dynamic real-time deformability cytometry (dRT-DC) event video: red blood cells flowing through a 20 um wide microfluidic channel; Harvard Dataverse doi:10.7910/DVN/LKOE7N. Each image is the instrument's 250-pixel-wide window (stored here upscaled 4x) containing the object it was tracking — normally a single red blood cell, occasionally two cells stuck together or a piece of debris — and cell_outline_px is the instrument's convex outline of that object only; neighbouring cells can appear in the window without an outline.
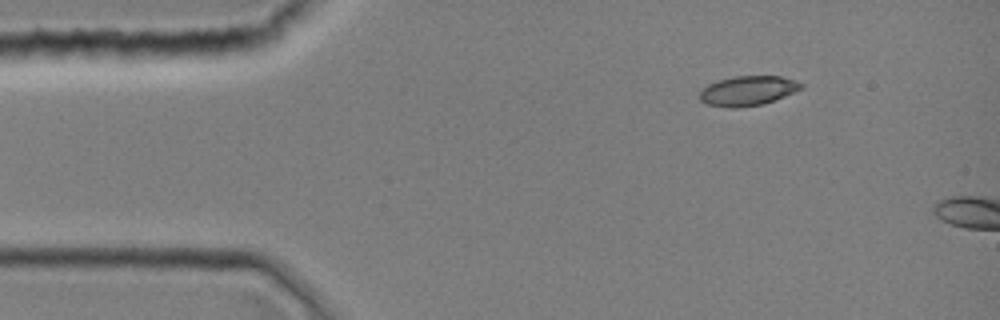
{"species": "common noctule bat (a hibernating species)", "species_latin": "Nyctalus noctula", "temperature_condition": "room temperature", "stored_images_in_passage": 3, "camera_frame_rate_fps": 3000, "um_per_image_px": 0.085, "animal": {"sex": "female", "body_mass_g": 19.0, "forearm_length_mm": 51.5}, "frame": {"image": 1, "passage_image": 1, "time_ms": 0.0, "image_size_px": [1000, 320], "cell_outline_px": [[804, 88], [764, 104], [736, 108], [728, 108], [704, 104], [700, 100], [700, 92], [708, 84], [720, 80], [736, 76], [780, 76], [796, 80], [804, 84]], "centroid_in_image_um": [63.58, 7.72], "position_along_channel_um": 21.4, "area_um2": 17.63}}